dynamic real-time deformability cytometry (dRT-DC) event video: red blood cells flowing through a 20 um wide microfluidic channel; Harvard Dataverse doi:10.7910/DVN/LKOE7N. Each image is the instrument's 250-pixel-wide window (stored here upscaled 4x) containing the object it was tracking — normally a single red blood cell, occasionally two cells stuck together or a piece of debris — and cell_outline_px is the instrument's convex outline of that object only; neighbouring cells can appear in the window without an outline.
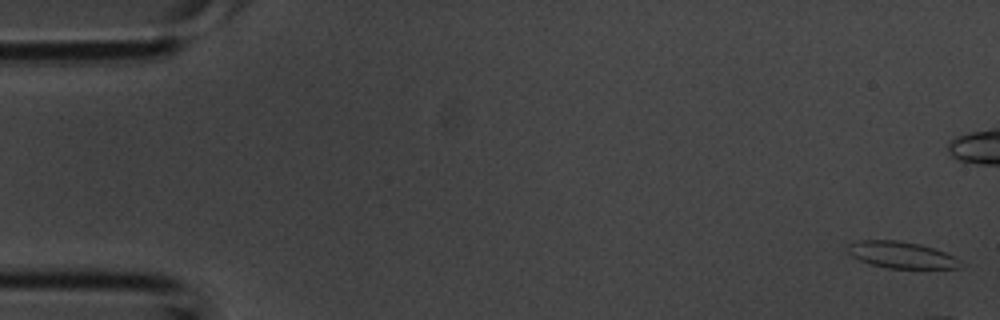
{"species": "common noctule bat (a hibernating species)", "species_latin": "Nyctalus noctula", "temperature_condition": "room temperature", "stored_images_in_passage": 2, "camera_frame_rate_fps": 3000, "um_per_image_px": 0.085, "animal": {"sex": "male", "body_mass_g": 20.1, "forearm_length_mm": 53.5}, "frame": {"image": 1, "passage_image": 1, "time_ms": 0.0, "image_size_px": [1000, 320], "cell_outline_px": [[960, 268], [888, 268], [872, 264], [860, 260], [852, 256], [844, 248], [848, 244], [856, 240], [896, 240], [920, 244], [956, 256], [960, 260]], "centroid_in_image_um": [76.58, 21.65], "position_along_channel_um": 8.4, "area_um2": 17.46}}